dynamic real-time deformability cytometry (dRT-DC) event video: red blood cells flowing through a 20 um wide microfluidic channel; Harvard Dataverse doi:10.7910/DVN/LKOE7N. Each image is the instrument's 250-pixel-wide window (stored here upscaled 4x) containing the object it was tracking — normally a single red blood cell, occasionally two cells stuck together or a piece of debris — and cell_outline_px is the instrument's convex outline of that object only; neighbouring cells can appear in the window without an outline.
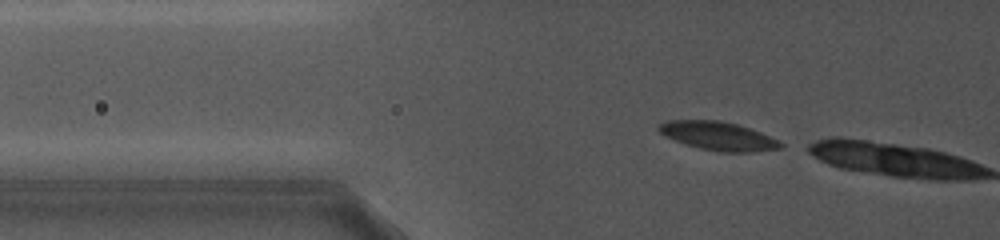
{"species": "common noctule bat (a hibernating species)", "species_latin": "Nyctalus noctula", "temperature_condition": "cold", "stored_images_in_passage": 11, "camera_frame_rate_fps": 5000, "um_per_image_px": 0.085, "animal": {"sex": "female", "body_mass_g": 19.0, "forearm_length_mm": 56.7}, "frame": {"image": 1, "passage_image": 2, "time_ms": 0.2, "image_size_px": [1000, 240], "cell_outline_px": [[784, 148], [752, 152], [720, 152], [700, 148], [676, 140], [660, 132], [656, 128], [660, 124], [668, 120], [720, 120], [736, 124], [760, 132], [780, 140], [784, 144]], "centroid_in_image_um": [61.11, 11.56], "position_along_channel_um": 64.7, "area_um2": 20.11}}